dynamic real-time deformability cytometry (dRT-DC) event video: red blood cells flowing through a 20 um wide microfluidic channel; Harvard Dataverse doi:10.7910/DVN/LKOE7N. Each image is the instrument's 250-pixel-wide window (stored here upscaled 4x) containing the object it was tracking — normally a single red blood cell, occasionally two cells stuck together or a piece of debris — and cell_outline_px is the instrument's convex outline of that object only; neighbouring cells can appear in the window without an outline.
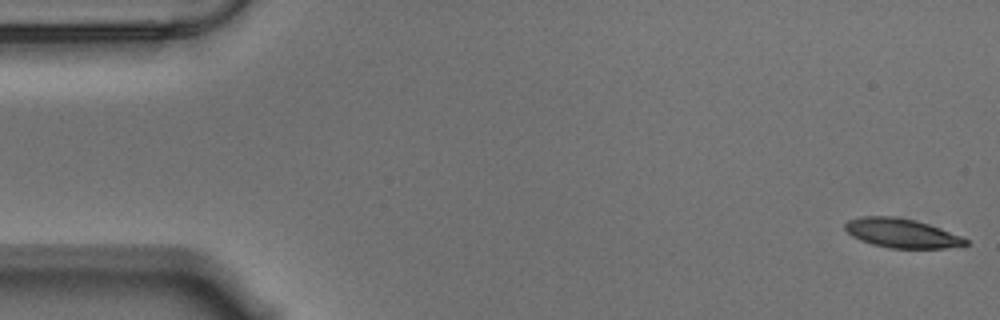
{"species": "Egyptian fruit bat (a non-hibernating species)", "species_latin": "Rousettus aegyptiacus", "temperature_condition": "warm", "stored_images_in_passage": 57, "camera_frame_rate_fps": 3000, "um_per_image_px": 0.085, "animal": {"sex": "male"}, "frame": {"image": 1, "passage_image": 1, "time_ms": 0.0, "image_size_px": [1000, 320], "cell_outline_px": [[968, 244], [964, 248], [888, 248], [872, 244], [860, 240], [852, 236], [844, 228], [844, 224], [848, 220], [860, 216], [892, 216], [916, 220], [940, 228], [960, 236], [968, 240]], "centroid_in_image_um": [76.66, 19.83], "position_along_channel_um": 8.3, "area_um2": 20.69}}
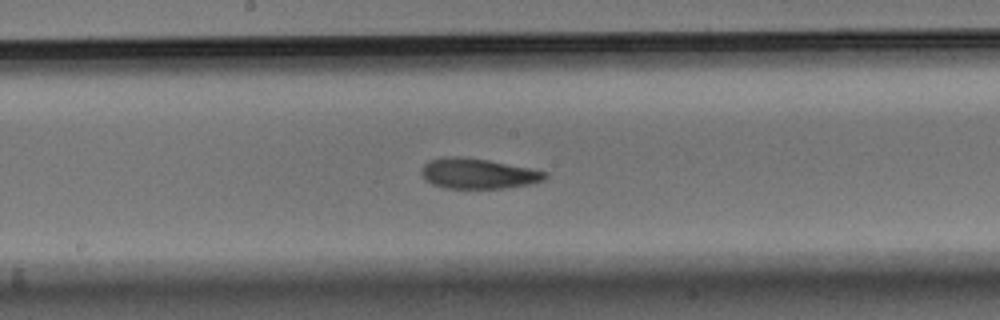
{"frame": {"image": 2, "passage_image": 29, "time_ms": 9.333, "image_size_px": [1000, 320], "cell_outline_px": [[548, 176], [544, 180], [532, 184], [504, 188], [444, 188], [432, 184], [424, 180], [420, 172], [420, 168], [428, 160], [444, 156], [460, 156], [488, 160], [548, 172]], "centroid_in_image_um": [40.59, 14.75], "position_along_channel_um": 207.6, "area_um2": 22.08}}
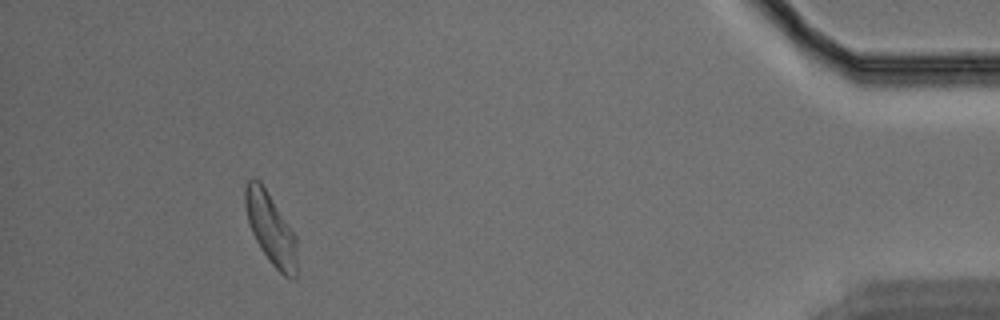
{"frame": {"image": 3, "passage_image": 52, "time_ms": 17.0, "image_size_px": [1000, 320], "cell_outline_px": [[296, 280], [292, 280], [284, 276], [272, 264], [260, 248], [252, 232], [248, 220], [244, 204], [244, 188], [248, 180], [252, 176], [256, 176], [260, 180], [296, 236]], "centroid_in_image_um": [22.99, 19.41], "position_along_channel_um": 412.2, "area_um2": 21.5}, "authors_computed_cell_mechanics": {"area_um2": 21.5016, "velocity_mm_per_s": 3.5155, "shape_relaxation_time_tau1_ms": 6.0132, "shape_relaxation_time_tau2_ms": 3.407, "deformation_change_tau1": 0.1781, "deformation_change_tau2": 0.1082}}